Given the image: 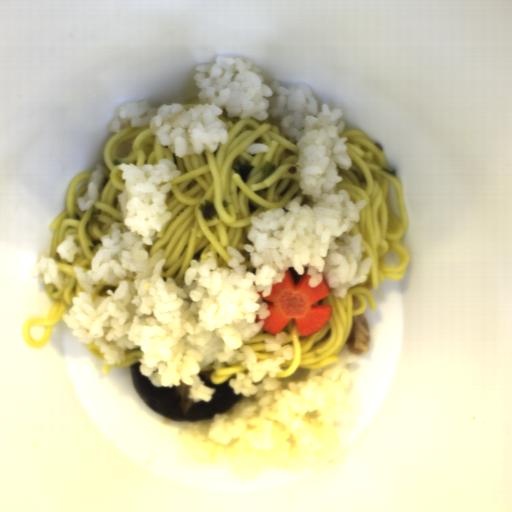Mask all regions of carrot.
I'll list each match as a JSON object with an SVG mask.
<instances>
[{
    "label": "carrot",
    "mask_w": 512,
    "mask_h": 512,
    "mask_svg": "<svg viewBox=\"0 0 512 512\" xmlns=\"http://www.w3.org/2000/svg\"><path fill=\"white\" fill-rule=\"evenodd\" d=\"M310 278L306 272L296 284L291 270H287L282 282L273 284L270 295L263 296L264 291H257L270 312L263 320L262 331L275 336L292 319L302 337L314 335L326 326L332 318V305L315 304L330 295V287L323 276L322 281L311 288Z\"/></svg>",
    "instance_id": "carrot-1"
}]
</instances>
